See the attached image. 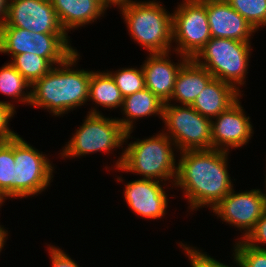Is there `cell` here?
I'll return each mask as SVG.
<instances>
[{"instance_id": "24", "label": "cell", "mask_w": 266, "mask_h": 267, "mask_svg": "<svg viewBox=\"0 0 266 267\" xmlns=\"http://www.w3.org/2000/svg\"><path fill=\"white\" fill-rule=\"evenodd\" d=\"M14 137L0 141V194L14 199Z\"/></svg>"}, {"instance_id": "16", "label": "cell", "mask_w": 266, "mask_h": 267, "mask_svg": "<svg viewBox=\"0 0 266 267\" xmlns=\"http://www.w3.org/2000/svg\"><path fill=\"white\" fill-rule=\"evenodd\" d=\"M206 12L212 38L251 43L257 32L226 0H206Z\"/></svg>"}, {"instance_id": "29", "label": "cell", "mask_w": 266, "mask_h": 267, "mask_svg": "<svg viewBox=\"0 0 266 267\" xmlns=\"http://www.w3.org/2000/svg\"><path fill=\"white\" fill-rule=\"evenodd\" d=\"M242 241L252 248L266 250V211Z\"/></svg>"}, {"instance_id": "20", "label": "cell", "mask_w": 266, "mask_h": 267, "mask_svg": "<svg viewBox=\"0 0 266 267\" xmlns=\"http://www.w3.org/2000/svg\"><path fill=\"white\" fill-rule=\"evenodd\" d=\"M163 107L162 102L156 95H154L149 89L144 88L141 91L133 93L123 98L121 107L122 118H116L122 127L126 131L135 130L133 129L136 120L143 117L158 116L163 118Z\"/></svg>"}, {"instance_id": "25", "label": "cell", "mask_w": 266, "mask_h": 267, "mask_svg": "<svg viewBox=\"0 0 266 267\" xmlns=\"http://www.w3.org/2000/svg\"><path fill=\"white\" fill-rule=\"evenodd\" d=\"M114 79L123 98L132 95L145 88L144 73L142 66L125 67L114 71H108Z\"/></svg>"}, {"instance_id": "1", "label": "cell", "mask_w": 266, "mask_h": 267, "mask_svg": "<svg viewBox=\"0 0 266 267\" xmlns=\"http://www.w3.org/2000/svg\"><path fill=\"white\" fill-rule=\"evenodd\" d=\"M229 153L216 149L179 153L174 187L181 188L191 211L206 206L211 210L234 188L228 172Z\"/></svg>"}, {"instance_id": "30", "label": "cell", "mask_w": 266, "mask_h": 267, "mask_svg": "<svg viewBox=\"0 0 266 267\" xmlns=\"http://www.w3.org/2000/svg\"><path fill=\"white\" fill-rule=\"evenodd\" d=\"M15 113V104L9 101H0V141L9 140L18 134L9 127V121L13 118Z\"/></svg>"}, {"instance_id": "11", "label": "cell", "mask_w": 266, "mask_h": 267, "mask_svg": "<svg viewBox=\"0 0 266 267\" xmlns=\"http://www.w3.org/2000/svg\"><path fill=\"white\" fill-rule=\"evenodd\" d=\"M265 211L266 198L260 189L237 193L234 188L211 209L217 219L240 230L241 237L236 240L244 239Z\"/></svg>"}, {"instance_id": "19", "label": "cell", "mask_w": 266, "mask_h": 267, "mask_svg": "<svg viewBox=\"0 0 266 267\" xmlns=\"http://www.w3.org/2000/svg\"><path fill=\"white\" fill-rule=\"evenodd\" d=\"M242 95L231 84L213 78L191 106L202 116L213 119Z\"/></svg>"}, {"instance_id": "3", "label": "cell", "mask_w": 266, "mask_h": 267, "mask_svg": "<svg viewBox=\"0 0 266 267\" xmlns=\"http://www.w3.org/2000/svg\"><path fill=\"white\" fill-rule=\"evenodd\" d=\"M134 130L127 131L125 149L115 162L114 168L118 172H130L142 175L141 178L154 179L168 183L174 188L177 176L176 155L178 150L173 141L159 131L158 134L145 139L137 138L127 145ZM174 147V148H173ZM177 151V153H174ZM168 181V182H166ZM171 182V184H170Z\"/></svg>"}, {"instance_id": "21", "label": "cell", "mask_w": 266, "mask_h": 267, "mask_svg": "<svg viewBox=\"0 0 266 267\" xmlns=\"http://www.w3.org/2000/svg\"><path fill=\"white\" fill-rule=\"evenodd\" d=\"M89 100L94 103L96 107L102 106L103 108L119 110L122 107L123 97L120 90L108 70L105 71H92L91 79L89 82ZM91 99V100H90Z\"/></svg>"}, {"instance_id": "7", "label": "cell", "mask_w": 266, "mask_h": 267, "mask_svg": "<svg viewBox=\"0 0 266 267\" xmlns=\"http://www.w3.org/2000/svg\"><path fill=\"white\" fill-rule=\"evenodd\" d=\"M67 34L37 33L17 27H0V53H32L46 58L53 66L63 63L77 49Z\"/></svg>"}, {"instance_id": "28", "label": "cell", "mask_w": 266, "mask_h": 267, "mask_svg": "<svg viewBox=\"0 0 266 267\" xmlns=\"http://www.w3.org/2000/svg\"><path fill=\"white\" fill-rule=\"evenodd\" d=\"M179 246L183 248L184 252L186 253L185 255H187L188 259L190 260L189 264L191 267H233V265L229 266L226 265V263L224 264L214 259L209 254L207 255V252H202L203 250H199V248L197 249L195 246L190 247L189 245H187V243L183 244L181 241L179 243ZM232 256L234 264H236L237 267H240V263L237 257L234 254H232Z\"/></svg>"}, {"instance_id": "6", "label": "cell", "mask_w": 266, "mask_h": 267, "mask_svg": "<svg viewBox=\"0 0 266 267\" xmlns=\"http://www.w3.org/2000/svg\"><path fill=\"white\" fill-rule=\"evenodd\" d=\"M251 43L226 38H210L193 60L214 78L231 84L239 93L246 84Z\"/></svg>"}, {"instance_id": "27", "label": "cell", "mask_w": 266, "mask_h": 267, "mask_svg": "<svg viewBox=\"0 0 266 267\" xmlns=\"http://www.w3.org/2000/svg\"><path fill=\"white\" fill-rule=\"evenodd\" d=\"M232 250L240 267H266V250L252 248L242 240H235Z\"/></svg>"}, {"instance_id": "14", "label": "cell", "mask_w": 266, "mask_h": 267, "mask_svg": "<svg viewBox=\"0 0 266 267\" xmlns=\"http://www.w3.org/2000/svg\"><path fill=\"white\" fill-rule=\"evenodd\" d=\"M166 186L170 185L154 179L140 178L124 184L123 197L133 213L144 219L159 220L167 214L169 199Z\"/></svg>"}, {"instance_id": "17", "label": "cell", "mask_w": 266, "mask_h": 267, "mask_svg": "<svg viewBox=\"0 0 266 267\" xmlns=\"http://www.w3.org/2000/svg\"><path fill=\"white\" fill-rule=\"evenodd\" d=\"M62 29L77 30L104 17L107 7L102 0H50Z\"/></svg>"}, {"instance_id": "13", "label": "cell", "mask_w": 266, "mask_h": 267, "mask_svg": "<svg viewBox=\"0 0 266 267\" xmlns=\"http://www.w3.org/2000/svg\"><path fill=\"white\" fill-rule=\"evenodd\" d=\"M240 99L239 97L225 111L211 119L212 149L230 152L233 148L248 145L251 140L254 127Z\"/></svg>"}, {"instance_id": "2", "label": "cell", "mask_w": 266, "mask_h": 267, "mask_svg": "<svg viewBox=\"0 0 266 267\" xmlns=\"http://www.w3.org/2000/svg\"><path fill=\"white\" fill-rule=\"evenodd\" d=\"M80 57L76 50L63 63L53 66L35 81L31 85L30 106L47 110L52 116L63 117L89 102L92 70L74 69Z\"/></svg>"}, {"instance_id": "23", "label": "cell", "mask_w": 266, "mask_h": 267, "mask_svg": "<svg viewBox=\"0 0 266 267\" xmlns=\"http://www.w3.org/2000/svg\"><path fill=\"white\" fill-rule=\"evenodd\" d=\"M10 64L32 85L48 73L53 65L43 57L32 53L18 54L10 58Z\"/></svg>"}, {"instance_id": "10", "label": "cell", "mask_w": 266, "mask_h": 267, "mask_svg": "<svg viewBox=\"0 0 266 267\" xmlns=\"http://www.w3.org/2000/svg\"><path fill=\"white\" fill-rule=\"evenodd\" d=\"M172 13L173 54L193 59L211 38L206 0H183Z\"/></svg>"}, {"instance_id": "8", "label": "cell", "mask_w": 266, "mask_h": 267, "mask_svg": "<svg viewBox=\"0 0 266 267\" xmlns=\"http://www.w3.org/2000/svg\"><path fill=\"white\" fill-rule=\"evenodd\" d=\"M164 129L161 131L175 144L178 152L212 149L211 119L192 106L164 103Z\"/></svg>"}, {"instance_id": "12", "label": "cell", "mask_w": 266, "mask_h": 267, "mask_svg": "<svg viewBox=\"0 0 266 267\" xmlns=\"http://www.w3.org/2000/svg\"><path fill=\"white\" fill-rule=\"evenodd\" d=\"M1 27H17L37 33L66 34L50 0H9Z\"/></svg>"}, {"instance_id": "4", "label": "cell", "mask_w": 266, "mask_h": 267, "mask_svg": "<svg viewBox=\"0 0 266 267\" xmlns=\"http://www.w3.org/2000/svg\"><path fill=\"white\" fill-rule=\"evenodd\" d=\"M163 5L139 0L118 8L130 38L149 53H166L173 47L172 13Z\"/></svg>"}, {"instance_id": "32", "label": "cell", "mask_w": 266, "mask_h": 267, "mask_svg": "<svg viewBox=\"0 0 266 267\" xmlns=\"http://www.w3.org/2000/svg\"><path fill=\"white\" fill-rule=\"evenodd\" d=\"M102 1L107 8L109 7L111 8L112 6L114 7L117 6V8H120L124 5L135 2L137 0H102Z\"/></svg>"}, {"instance_id": "34", "label": "cell", "mask_w": 266, "mask_h": 267, "mask_svg": "<svg viewBox=\"0 0 266 267\" xmlns=\"http://www.w3.org/2000/svg\"><path fill=\"white\" fill-rule=\"evenodd\" d=\"M8 230L4 228L3 225H0V253L2 252L4 245L6 243V240L8 239Z\"/></svg>"}, {"instance_id": "5", "label": "cell", "mask_w": 266, "mask_h": 267, "mask_svg": "<svg viewBox=\"0 0 266 267\" xmlns=\"http://www.w3.org/2000/svg\"><path fill=\"white\" fill-rule=\"evenodd\" d=\"M75 130L71 139L60 150V157L75 159L97 152L112 153L118 148L124 151L126 130L119 121L99 112L95 106L88 111L82 125Z\"/></svg>"}, {"instance_id": "36", "label": "cell", "mask_w": 266, "mask_h": 267, "mask_svg": "<svg viewBox=\"0 0 266 267\" xmlns=\"http://www.w3.org/2000/svg\"><path fill=\"white\" fill-rule=\"evenodd\" d=\"M265 176V190H266V175H264ZM266 192V191H265ZM264 191H263V194H264V197L266 198V193H265Z\"/></svg>"}, {"instance_id": "35", "label": "cell", "mask_w": 266, "mask_h": 267, "mask_svg": "<svg viewBox=\"0 0 266 267\" xmlns=\"http://www.w3.org/2000/svg\"><path fill=\"white\" fill-rule=\"evenodd\" d=\"M5 200H6V198L2 194H0V208L2 207V205H4L3 203H5Z\"/></svg>"}, {"instance_id": "22", "label": "cell", "mask_w": 266, "mask_h": 267, "mask_svg": "<svg viewBox=\"0 0 266 267\" xmlns=\"http://www.w3.org/2000/svg\"><path fill=\"white\" fill-rule=\"evenodd\" d=\"M31 84L9 63L0 67V93L30 105Z\"/></svg>"}, {"instance_id": "18", "label": "cell", "mask_w": 266, "mask_h": 267, "mask_svg": "<svg viewBox=\"0 0 266 267\" xmlns=\"http://www.w3.org/2000/svg\"><path fill=\"white\" fill-rule=\"evenodd\" d=\"M214 77L193 59H189L180 69L169 100L173 104L191 106L196 97Z\"/></svg>"}, {"instance_id": "9", "label": "cell", "mask_w": 266, "mask_h": 267, "mask_svg": "<svg viewBox=\"0 0 266 267\" xmlns=\"http://www.w3.org/2000/svg\"><path fill=\"white\" fill-rule=\"evenodd\" d=\"M46 156L20 135L14 137L15 199L38 196L50 186L56 167Z\"/></svg>"}, {"instance_id": "26", "label": "cell", "mask_w": 266, "mask_h": 267, "mask_svg": "<svg viewBox=\"0 0 266 267\" xmlns=\"http://www.w3.org/2000/svg\"><path fill=\"white\" fill-rule=\"evenodd\" d=\"M256 31L266 26V0H226Z\"/></svg>"}, {"instance_id": "31", "label": "cell", "mask_w": 266, "mask_h": 267, "mask_svg": "<svg viewBox=\"0 0 266 267\" xmlns=\"http://www.w3.org/2000/svg\"><path fill=\"white\" fill-rule=\"evenodd\" d=\"M48 253L50 256L52 267H80L75 260H73L68 253L64 252L58 246L48 244Z\"/></svg>"}, {"instance_id": "15", "label": "cell", "mask_w": 266, "mask_h": 267, "mask_svg": "<svg viewBox=\"0 0 266 267\" xmlns=\"http://www.w3.org/2000/svg\"><path fill=\"white\" fill-rule=\"evenodd\" d=\"M171 52L149 53V57L147 56L141 65L145 88L149 89L164 103L171 99L176 77L181 67L189 60L186 56L175 53L178 57L180 56V60L178 59V62L174 63L173 60L171 61Z\"/></svg>"}, {"instance_id": "33", "label": "cell", "mask_w": 266, "mask_h": 267, "mask_svg": "<svg viewBox=\"0 0 266 267\" xmlns=\"http://www.w3.org/2000/svg\"><path fill=\"white\" fill-rule=\"evenodd\" d=\"M8 1L9 0H0V27L4 24L6 19Z\"/></svg>"}]
</instances>
